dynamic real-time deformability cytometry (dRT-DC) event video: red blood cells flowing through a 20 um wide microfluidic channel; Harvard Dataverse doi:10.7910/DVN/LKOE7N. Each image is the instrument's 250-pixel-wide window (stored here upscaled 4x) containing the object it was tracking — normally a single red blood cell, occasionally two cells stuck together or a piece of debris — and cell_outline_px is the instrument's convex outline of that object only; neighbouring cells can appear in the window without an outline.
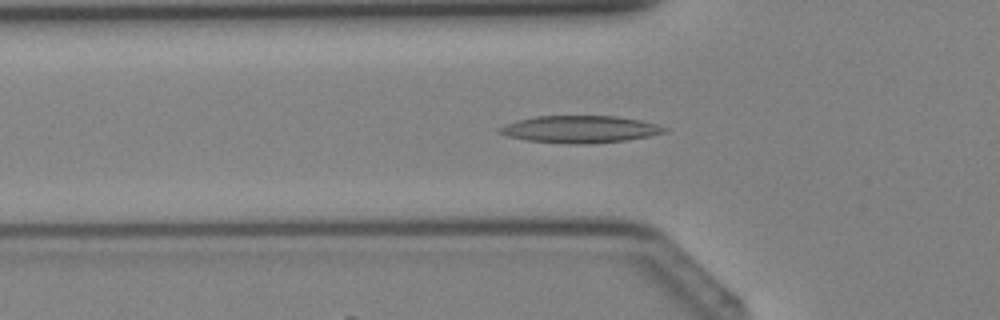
{"species": "Egyptian fruit bat (a non-hibernating species)", "species_latin": "Rousettus aegyptiacus", "temperature_condition": "cold", "stored_images_in_passage": 32, "camera_frame_rate_fps": 3000, "um_per_image_px": 0.085, "animal": {"sex": "female"}, "frame": {"image": 1, "passage_image": 5, "time_ms": 1.333, "image_size_px": [1000, 320], "cell_outline_px": [[668, 132], [648, 136], [624, 140], [588, 144], [568, 144], [528, 140], [508, 136], [496, 132], [496, 128], [504, 124], [516, 120], [536, 116], [616, 116], [640, 120], [656, 124], [668, 128]], "centroid_in_image_um": [49.26, 10.98], "position_along_channel_um": 76.5, "area_um2": 26.18}}
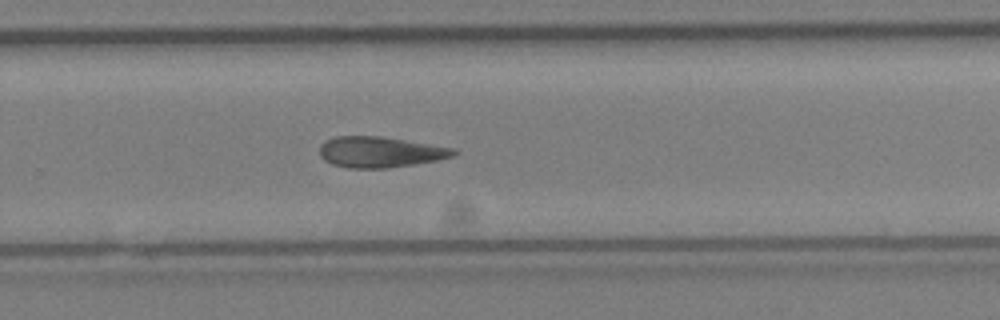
{"frame": {"image": 2, "passage_image": 18, "time_ms": 5.667, "image_size_px": [1000, 320], "cell_outline_px": [[460, 152], [452, 156], [436, 160], [388, 168], [348, 168], [332, 164], [324, 160], [320, 156], [320, 144], [336, 136], [380, 136], [456, 148]], "centroid_in_image_um": [32.31, 12.92], "position_along_channel_um": 297.5, "area_um2": 23.99}}
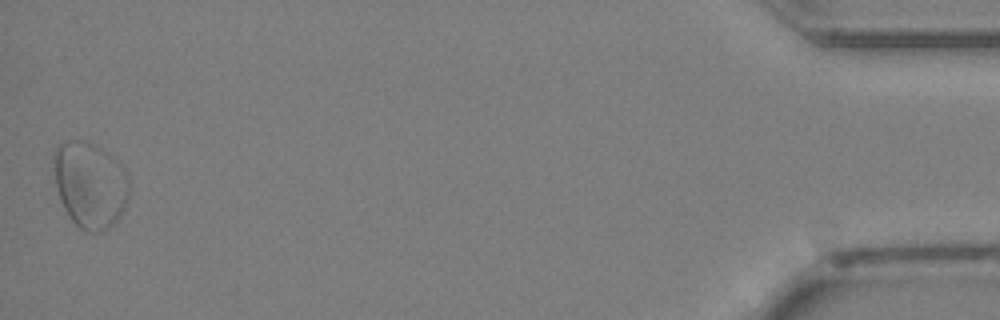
{"frame": {"image": 3, "passage_image": 31, "time_ms": 10.0, "image_size_px": [1000, 320], "cell_outline_px": [[128, 196], [116, 220], [112, 224], [100, 232], [84, 232], [72, 220], [64, 208], [60, 200], [56, 184], [52, 160], [52, 156], [56, 148], [64, 140], [84, 140], [92, 144], [128, 180]], "centroid_in_image_um": [7.53, 15.76], "position_along_channel_um": 427.7, "area_um2": 36.13}}